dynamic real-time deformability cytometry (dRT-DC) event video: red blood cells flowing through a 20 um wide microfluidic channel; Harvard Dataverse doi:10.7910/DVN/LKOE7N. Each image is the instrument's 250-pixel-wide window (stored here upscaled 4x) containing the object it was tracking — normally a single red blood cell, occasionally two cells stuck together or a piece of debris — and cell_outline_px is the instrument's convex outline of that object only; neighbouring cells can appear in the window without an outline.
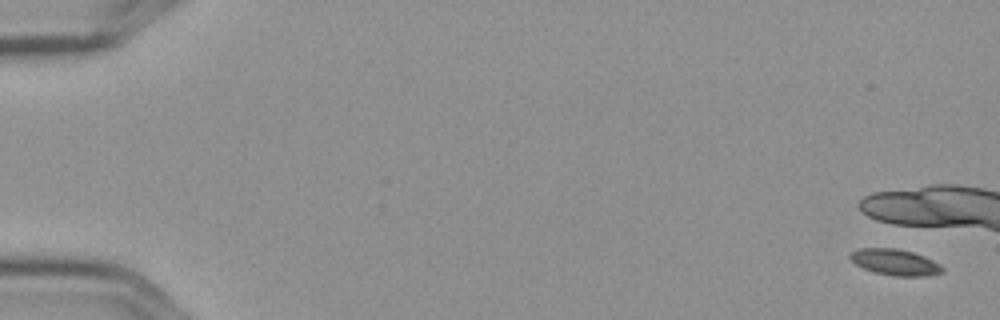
{"species": "Egyptian fruit bat (a non-hibernating species)", "species_latin": "Rousettus aegyptiacus", "temperature_condition": "cold", "stored_images_in_passage": 9, "camera_frame_rate_fps": 3000, "um_per_image_px": 0.085, "frame": {"image": 1, "passage_image": 1, "time_ms": 0.0, "image_size_px": [1000, 320], "cell_outline_px": [[944, 272], [928, 276], [892, 276], [876, 272], [864, 268], [856, 264], [848, 256], [848, 252], [860, 248], [896, 248], [912, 252], [924, 256], [940, 264], [944, 268]], "centroid_in_image_um": [76.09, 22.28], "position_along_channel_um": 8.9, "area_um2": 14.1}}
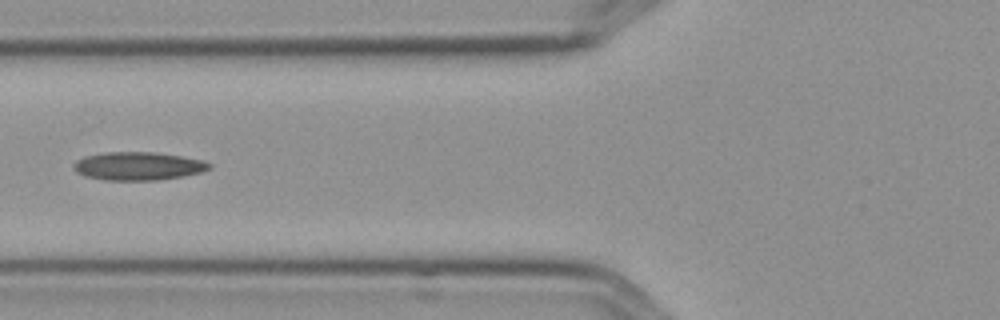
{"frame": {"image": 2, "passage_image": 9, "time_ms": 2.667, "image_size_px": [1000, 320], "cell_outline_px": [[212, 168], [200, 172], [184, 176], [156, 180], [104, 180], [84, 176], [76, 172], [72, 168], [72, 164], [76, 160], [84, 156], [104, 152], [156, 152], [204, 160], [212, 164]], "centroid_in_image_um": [11.72, 14.11], "position_along_channel_um": 114.1, "area_um2": 22.54}}